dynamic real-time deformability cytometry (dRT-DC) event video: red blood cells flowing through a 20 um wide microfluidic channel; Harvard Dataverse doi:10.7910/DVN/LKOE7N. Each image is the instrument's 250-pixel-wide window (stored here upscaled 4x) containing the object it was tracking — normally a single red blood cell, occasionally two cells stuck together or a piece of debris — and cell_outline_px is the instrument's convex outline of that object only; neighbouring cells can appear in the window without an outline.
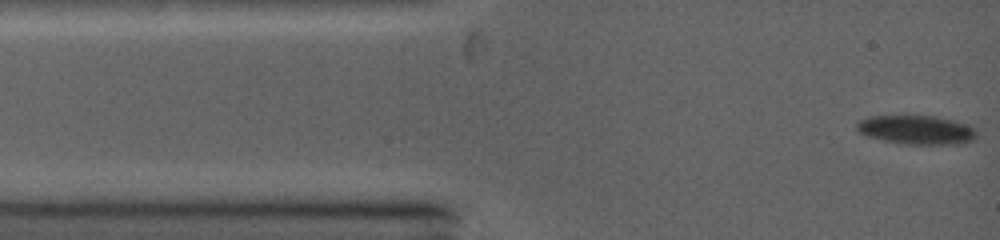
{"species": "common noctule bat (a hibernating species)", "species_latin": "Nyctalus noctula", "temperature_condition": "warm", "stored_images_in_passage": 64, "camera_frame_rate_fps": 5000, "um_per_image_px": 0.085, "animal": {"sex": "female", "body_mass_g": 19.0, "forearm_length_mm": 53.3}, "frame": {"image": 1, "passage_image": 1, "time_ms": 0.0, "image_size_px": [1000, 240], "cell_outline_px": [[976, 136], [972, 140], [956, 144], [908, 144], [884, 140], [868, 136], [860, 132], [856, 128], [856, 124], [860, 120], [868, 116], [936, 116], [968, 124], [976, 132]], "centroid_in_image_um": [77.89, 11.03], "position_along_channel_um": 7.1, "area_um2": 19.94}}
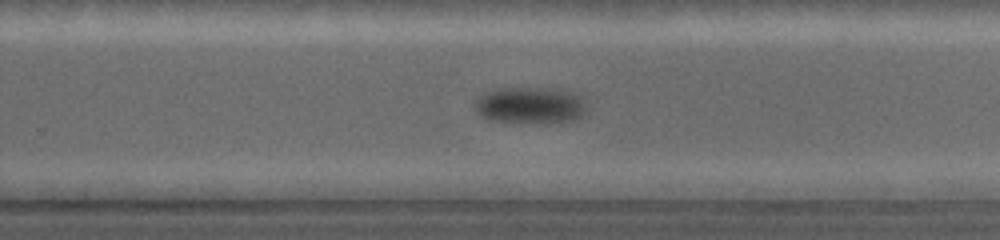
{"frame": {"image": 2, "passage_image": 33, "time_ms": 8.6, "image_size_px": [1000, 240], "cell_outline_px": [[588, 112], [584, 116], [560, 124], [544, 124], [488, 120], [480, 116], [476, 108], [476, 100], [480, 96], [488, 92], [512, 88], [564, 92], [580, 96]], "centroid_in_image_um": [45.1, 9.04], "position_along_channel_um": 284.7, "area_um2": 23.29}}
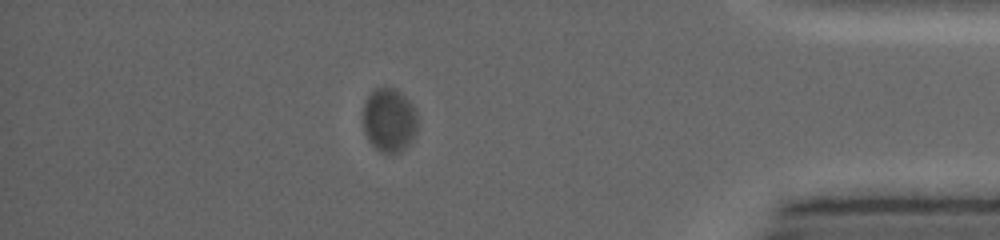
{"frame": {"image": 3, "passage_image": 49, "time_ms": 12.6, "image_size_px": [1000, 240], "cell_outline_px": [[416, 132], [412, 140], [400, 152], [380, 152], [368, 140], [364, 132], [364, 100], [372, 88], [392, 88], [400, 92], [412, 104], [416, 112]], "centroid_in_image_um": [33.06, 10.19], "position_along_channel_um": 402.1, "area_um2": 20.17}, "authors_computed_cell_mechanics": {"area_um2": 21.8773, "velocity_mm_per_s": 3.8997, "shape_relaxation_time_tau1_ms": 3.6096, "shape_relaxation_time_tau2_ms": null, "deformation_change_tau1": 0.1259, "deformation_change_tau2": null}}